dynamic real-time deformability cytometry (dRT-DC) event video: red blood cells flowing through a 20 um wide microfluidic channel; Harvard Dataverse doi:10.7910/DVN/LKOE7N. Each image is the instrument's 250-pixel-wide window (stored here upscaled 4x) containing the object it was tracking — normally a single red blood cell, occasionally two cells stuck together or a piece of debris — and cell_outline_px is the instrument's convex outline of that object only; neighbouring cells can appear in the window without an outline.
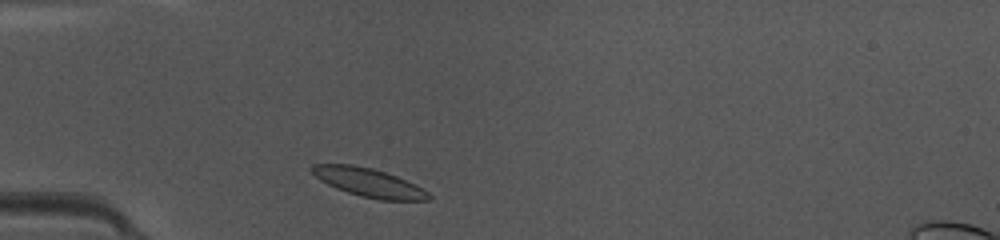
{"species": "common noctule bat (a hibernating species)", "species_latin": "Nyctalus noctula", "temperature_condition": "warm", "stored_images_in_passage": 36, "camera_frame_rate_fps": 3000, "um_per_image_px": 0.085, "animal": {"sex": "female", "body_mass_g": 10.0, "forearm_length_mm": 53.1}, "frame": {"image": 1, "passage_image": 2, "time_ms": 0.333, "image_size_px": [1000, 240], "cell_outline_px": [[432, 200], [380, 200], [360, 196], [336, 188], [320, 180], [308, 168], [312, 164], [352, 164], [372, 168], [396, 176], [428, 192], [432, 196]], "centroid_in_image_um": [31.3, 15.51], "position_along_channel_um": 53.7, "area_um2": 19.25}}
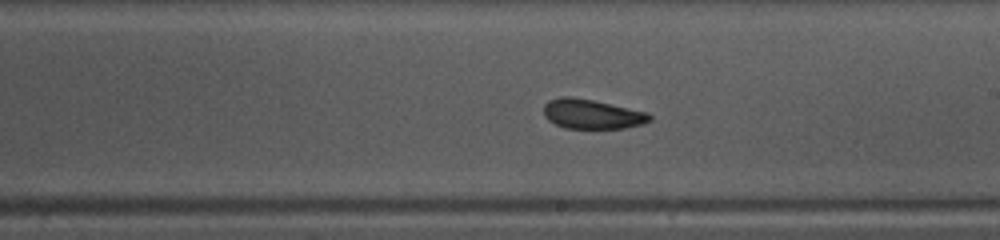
{"frame": {"image": 2, "passage_image": 16, "time_ms": 5.0, "image_size_px": [1000, 240], "cell_outline_px": [[652, 120], [644, 124], [624, 128], [564, 128], [548, 120], [544, 116], [544, 104], [548, 100], [560, 96], [572, 96], [592, 100], [648, 112], [652, 116]], "centroid_in_image_um": [50.32, 9.69], "position_along_channel_um": 238.7, "area_um2": 18.38}}
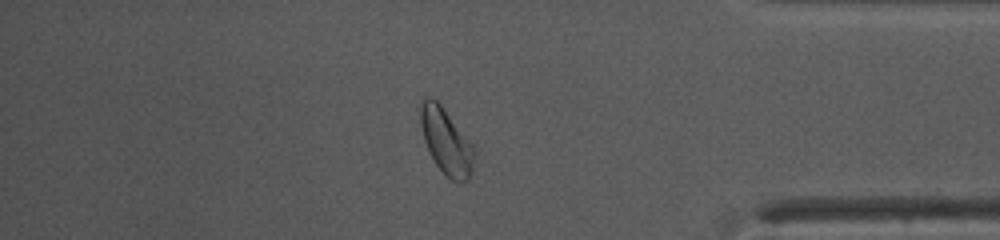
{"frame": {"image": 3, "passage_image": 29, "time_ms": 9.333, "image_size_px": [1000, 240], "cell_outline_px": [[472, 176], [468, 180], [460, 184], [444, 176], [436, 164], [424, 140], [420, 124], [420, 100], [428, 96], [432, 96], [440, 104], [472, 144]], "centroid_in_image_um": [37.89, 12.03], "position_along_channel_um": 397.3, "area_um2": 20.4}, "authors_computed_cell_mechanics": {"area_um2": 18.785, "velocity_mm_per_s": 4.1673, "shape_relaxation_time_tau1_ms": 4.0184, "shape_relaxation_time_tau2_ms": 2.0128, "deformation_change_tau1": 0.1229, "deformation_change_tau2": 0.0755}}